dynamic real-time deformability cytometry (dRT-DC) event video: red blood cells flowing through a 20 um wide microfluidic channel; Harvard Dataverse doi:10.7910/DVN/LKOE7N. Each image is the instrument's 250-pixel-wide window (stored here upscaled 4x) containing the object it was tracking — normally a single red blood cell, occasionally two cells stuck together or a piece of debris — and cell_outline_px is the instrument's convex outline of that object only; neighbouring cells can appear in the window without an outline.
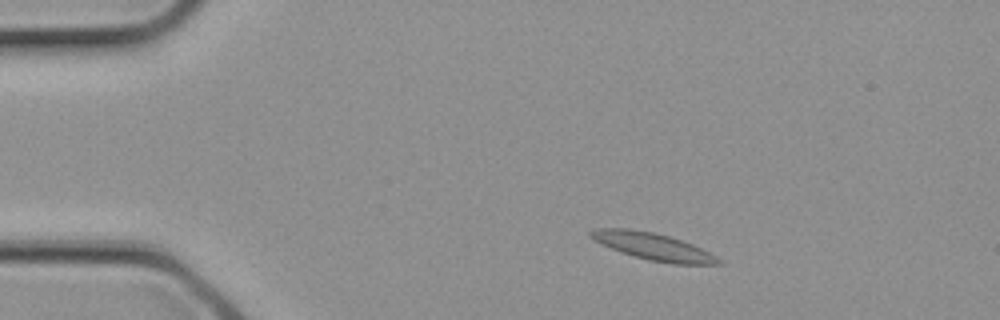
{"species": "common noctule bat (a hibernating species)", "species_latin": "Nyctalus noctula", "temperature_condition": "cold", "stored_images_in_passage": 3, "camera_frame_rate_fps": 3000, "um_per_image_px": 0.085, "animal": {"sex": "female", "body_mass_g": 21.9}, "frame": {"image": 1, "passage_image": 3, "time_ms": 0.667, "image_size_px": [1000, 320], "cell_outline_px": [[724, 264], [672, 264], [648, 260], [620, 252], [600, 244], [592, 240], [588, 236], [588, 232], [596, 228], [628, 228], [652, 232], [668, 236], [692, 244], [716, 256]], "centroid_in_image_um": [55.44, 20.95], "position_along_channel_um": 29.6, "area_um2": 20.17}}